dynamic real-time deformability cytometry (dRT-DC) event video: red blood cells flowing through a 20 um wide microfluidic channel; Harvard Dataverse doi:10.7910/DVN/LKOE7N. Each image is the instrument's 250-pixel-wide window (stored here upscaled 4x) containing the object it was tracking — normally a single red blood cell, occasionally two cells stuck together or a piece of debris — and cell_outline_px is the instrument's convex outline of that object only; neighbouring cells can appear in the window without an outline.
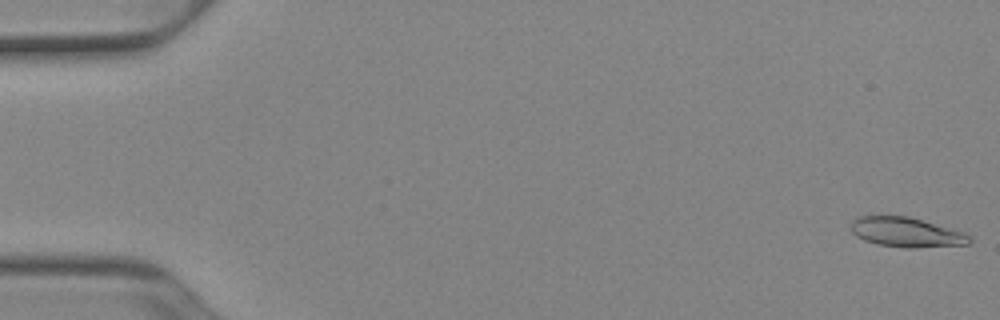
{"species": "Egyptian fruit bat (a non-hibernating species)", "species_latin": "Rousettus aegyptiacus", "temperature_condition": "cold", "stored_images_in_passage": 53, "camera_frame_rate_fps": 3000, "um_per_image_px": 0.085, "animal": {"sex": "female"}, "frame": {"image": 1, "passage_image": 1, "time_ms": 0.0, "image_size_px": [1000, 320], "cell_outline_px": [[972, 240], [968, 244], [916, 248], [908, 248], [880, 244], [864, 240], [856, 236], [852, 232], [852, 220], [856, 216], [908, 216], [964, 232], [972, 236]], "centroid_in_image_um": [77.06, 19.74], "position_along_channel_um": 7.9, "area_um2": 20.4}}
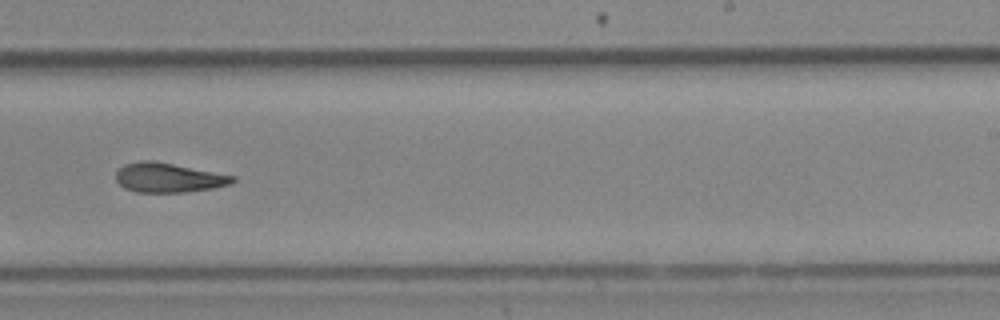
{"frame": {"image": 2, "passage_image": 33, "time_ms": 10.667, "image_size_px": [1000, 320], "cell_outline_px": [[236, 180], [232, 184], [212, 188], [184, 192], [136, 192], [124, 188], [116, 180], [116, 172], [124, 164], [140, 160], [152, 160], [236, 176]], "centroid_in_image_um": [14.31, 15.1], "position_along_channel_um": 274.7, "area_um2": 20.0}}
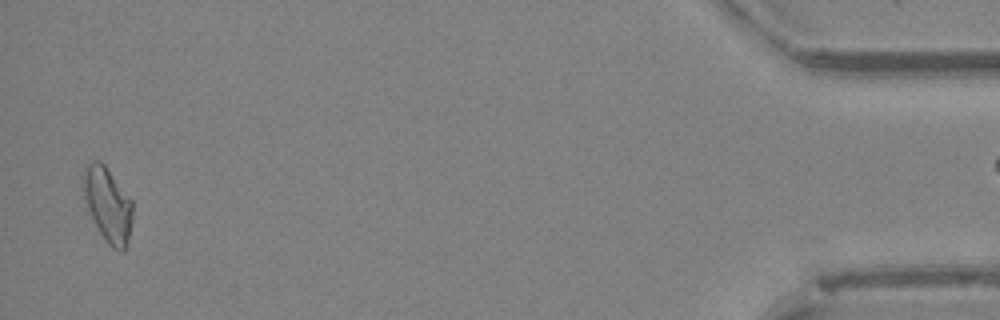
{"frame": {"image": 3, "passage_image": 51, "time_ms": 16.667, "image_size_px": [1000, 320], "cell_outline_px": [[132, 220], [124, 252], [120, 252], [112, 248], [108, 244], [100, 232], [88, 208], [84, 196], [80, 176], [84, 168], [92, 160], [100, 160], [104, 164], [132, 200]], "centroid_in_image_um": [9.14, 17.35], "position_along_channel_um": 426.1, "area_um2": 21.33}, "authors_computed_cell_mechanics": {"area_um2": 20.519, "velocity_mm_per_s": 3.9078, "shape_relaxation_time_tau1_ms": 4.8959, "shape_relaxation_time_tau2_ms": 7.0829, "deformation_change_tau1": 0.149, "deformation_change_tau2": 0.1706}}